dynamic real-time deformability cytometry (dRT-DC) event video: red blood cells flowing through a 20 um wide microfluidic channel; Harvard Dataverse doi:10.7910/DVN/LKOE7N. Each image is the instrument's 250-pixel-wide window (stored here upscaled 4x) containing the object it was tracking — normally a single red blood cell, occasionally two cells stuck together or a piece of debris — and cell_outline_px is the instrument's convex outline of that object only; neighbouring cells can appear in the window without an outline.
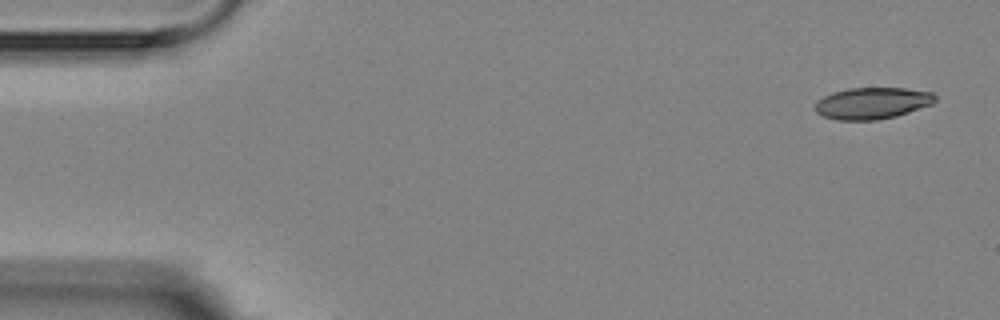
{"species": "Egyptian fruit bat (a non-hibernating species)", "species_latin": "Rousettus aegyptiacus", "temperature_condition": "room temperature", "stored_images_in_passage": 4, "camera_frame_rate_fps": 3000, "um_per_image_px": 0.085, "animal": {"sex": "female"}, "frame": {"image": 1, "passage_image": 1, "time_ms": 0.0, "image_size_px": [1000, 320], "cell_outline_px": [[936, 100], [932, 104], [896, 116], [876, 120], [836, 120], [820, 116], [816, 112], [816, 100], [832, 92], [848, 88], [904, 88], [932, 92], [936, 96]], "centroid_in_image_um": [74.11, 8.77], "position_along_channel_um": 10.9, "area_um2": 22.2}}
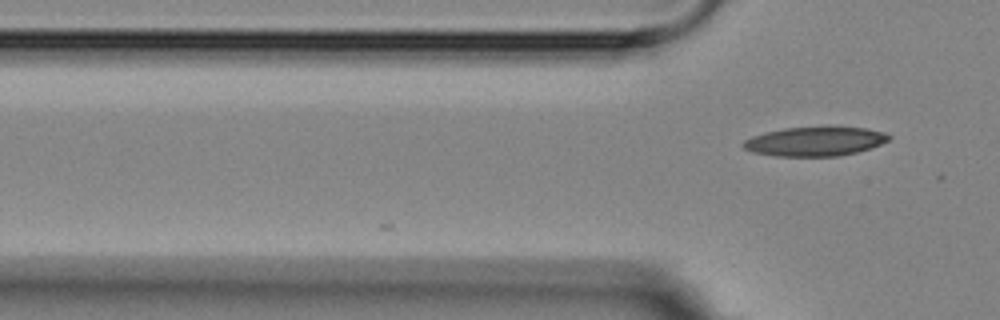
{"frame": {"image": 2, "passage_image": 4, "time_ms": 4.333, "image_size_px": [1000, 320], "cell_outline_px": [[892, 136], [888, 140], [880, 144], [856, 152], [836, 156], [776, 156], [752, 152], [744, 148], [740, 144], [744, 140], [752, 136], [764, 132], [784, 128], [828, 124], [868, 128], [884, 132]], "centroid_in_image_um": [69.27, 11.97], "position_along_channel_um": 56.5, "area_um2": 25.61}}